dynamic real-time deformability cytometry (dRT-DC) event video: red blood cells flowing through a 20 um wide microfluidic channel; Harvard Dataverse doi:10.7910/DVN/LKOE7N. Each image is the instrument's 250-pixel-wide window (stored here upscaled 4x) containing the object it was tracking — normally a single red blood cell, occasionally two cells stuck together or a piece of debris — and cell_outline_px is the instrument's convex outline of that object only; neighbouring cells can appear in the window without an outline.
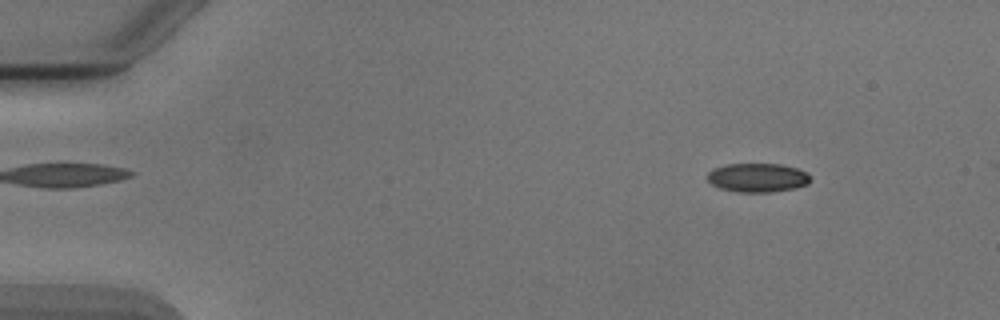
{"species": "Egyptian fruit bat (a non-hibernating species)", "species_latin": "Rousettus aegyptiacus", "temperature_condition": "cold", "stored_images_in_passage": 4, "camera_frame_rate_fps": 3000, "um_per_image_px": 0.085, "animal": {"sex": "male"}, "frame": {"image": 1, "passage_image": 1, "time_ms": 0.0, "image_size_px": [1000, 320], "cell_outline_px": [[812, 180], [808, 184], [796, 188], [772, 192], [736, 192], [720, 188], [712, 184], [708, 180], [708, 172], [712, 168], [728, 164], [780, 164], [796, 168], [808, 172], [812, 176]], "centroid_in_image_um": [64.44, 15.1], "position_along_channel_um": 20.6, "area_um2": 17.57}}
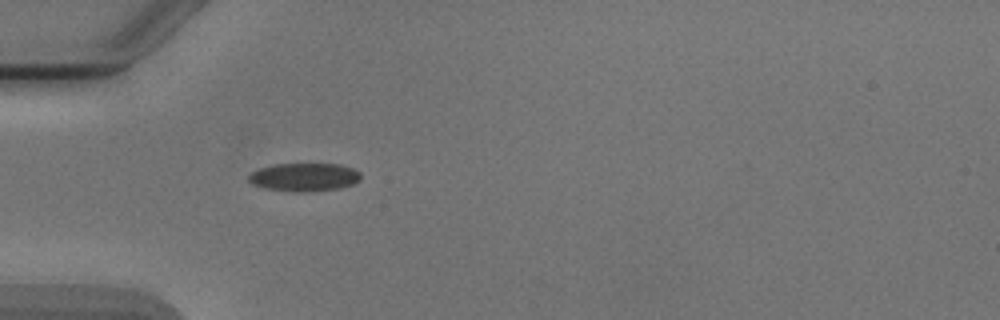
{"frame": {"image": 2, "passage_image": 4, "time_ms": 3.333, "image_size_px": [1000, 320], "cell_outline_px": [[360, 180], [352, 184], [340, 188], [304, 192], [292, 192], [264, 188], [252, 184], [248, 180], [248, 176], [252, 172], [260, 168], [276, 164], [340, 164], [352, 168], [360, 172]], "centroid_in_image_um": [25.85, 15.06], "position_along_channel_um": 59.1, "area_um2": 18.44}}